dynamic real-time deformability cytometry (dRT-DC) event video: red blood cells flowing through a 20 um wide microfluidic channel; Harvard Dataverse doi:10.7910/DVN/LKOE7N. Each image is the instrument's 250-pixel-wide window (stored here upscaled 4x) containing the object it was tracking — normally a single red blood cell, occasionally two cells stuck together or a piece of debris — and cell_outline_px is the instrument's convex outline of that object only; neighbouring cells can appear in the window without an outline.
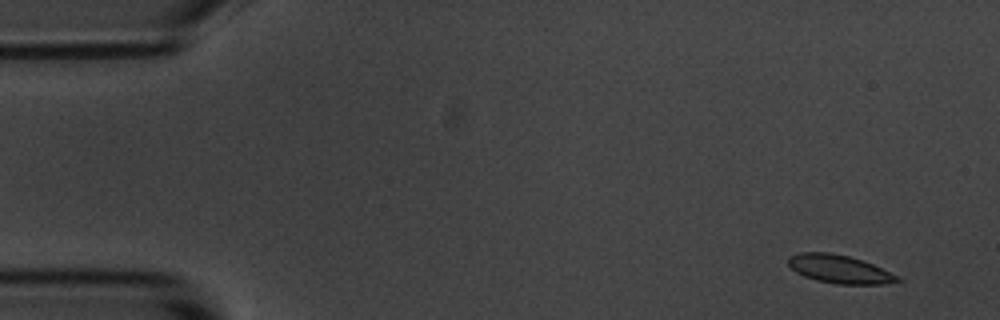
{"species": "common noctule bat (a hibernating species)", "species_latin": "Nyctalus noctula", "temperature_condition": "room temperature", "stored_images_in_passage": 5, "camera_frame_rate_fps": 3000, "um_per_image_px": 0.085, "animal": {"sex": "male", "body_mass_g": 20.1, "forearm_length_mm": 53.5}, "frame": {"image": 1, "passage_image": 1, "time_ms": 0.0, "image_size_px": [1000, 320], "cell_outline_px": [[904, 280], [884, 284], [836, 284], [816, 280], [804, 276], [796, 272], [788, 264], [788, 256], [800, 252], [828, 252], [848, 256], [864, 260]], "centroid_in_image_um": [71.31, 22.87], "position_along_channel_um": 13.7, "area_um2": 17.86}}